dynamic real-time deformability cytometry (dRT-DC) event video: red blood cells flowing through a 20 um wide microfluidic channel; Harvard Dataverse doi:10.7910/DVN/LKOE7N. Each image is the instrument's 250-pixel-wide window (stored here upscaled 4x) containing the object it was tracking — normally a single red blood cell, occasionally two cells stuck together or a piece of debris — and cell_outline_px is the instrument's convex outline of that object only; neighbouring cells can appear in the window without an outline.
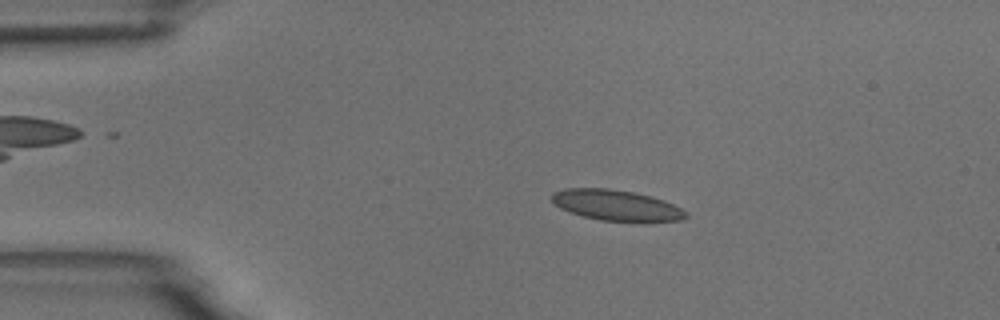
{"species": "common noctule bat (a hibernating species)", "species_latin": "Nyctalus noctula", "temperature_condition": "room temperature", "stored_images_in_passage": 24, "camera_frame_rate_fps": 3000, "um_per_image_px": 0.085, "animal": {"sex": "male", "body_mass_g": 18.8}, "frame": {"image": 1, "passage_image": 10, "time_ms": 3.0, "image_size_px": [1000, 320], "cell_outline_px": [[688, 216], [680, 220], [600, 220], [584, 216], [560, 208], [552, 200], [552, 192], [564, 188], [608, 188], [632, 192], [652, 196], [664, 200], [688, 212]], "centroid_in_image_um": [52.36, 17.41], "position_along_channel_um": 32.6, "area_um2": 23.41}}
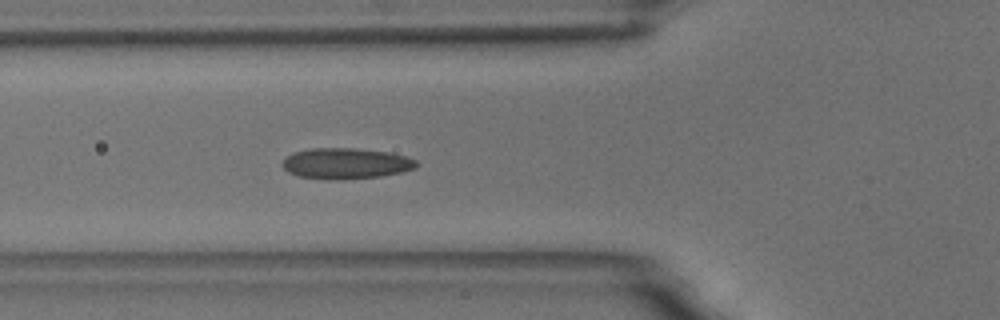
{"frame": {"image": 2, "passage_image": 19, "time_ms": 6.0, "image_size_px": [1000, 320], "cell_outline_px": [[420, 164], [416, 168], [400, 172], [380, 176], [344, 180], [328, 180], [300, 176], [288, 172], [280, 164], [288, 156], [296, 152], [308, 148], [356, 148], [388, 152], [408, 156], [416, 160]], "centroid_in_image_um": [29.43, 13.9], "position_along_channel_um": 96.4, "area_um2": 24.28}}